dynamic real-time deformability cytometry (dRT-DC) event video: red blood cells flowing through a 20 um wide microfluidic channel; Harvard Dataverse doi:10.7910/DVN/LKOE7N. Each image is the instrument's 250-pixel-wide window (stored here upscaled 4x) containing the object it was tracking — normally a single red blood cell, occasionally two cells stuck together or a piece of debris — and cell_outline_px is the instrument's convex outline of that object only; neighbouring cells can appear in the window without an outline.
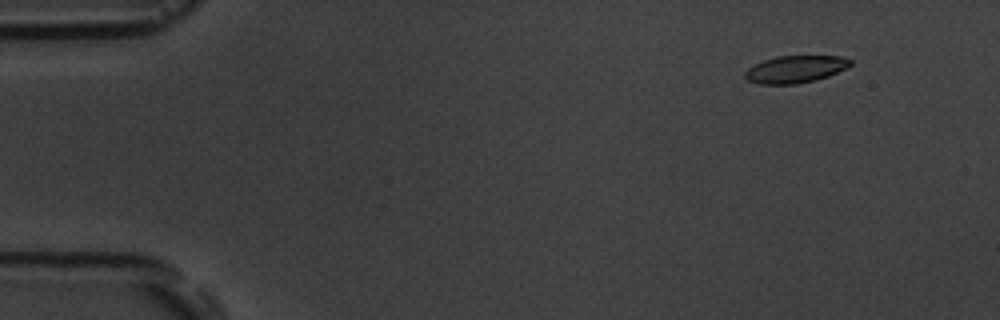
{"species": "common noctule bat (a hibernating species)", "species_latin": "Nyctalus noctula", "temperature_condition": "room temperature", "stored_images_in_passage": 5, "camera_frame_rate_fps": 3000, "um_per_image_px": 0.085, "animal": {"sex": "male", "body_mass_g": 19.5, "forearm_length_mm": 54.6}, "frame": {"image": 1, "passage_image": 2, "time_ms": 1.0, "image_size_px": [1000, 320], "cell_outline_px": [[852, 64], [828, 76], [816, 80], [796, 84], [760, 84], [748, 80], [744, 76], [744, 72], [748, 68], [764, 60], [776, 56], [840, 56], [852, 60]], "centroid_in_image_um": [67.59, 5.88], "position_along_channel_um": 17.4, "area_um2": 16.59}}
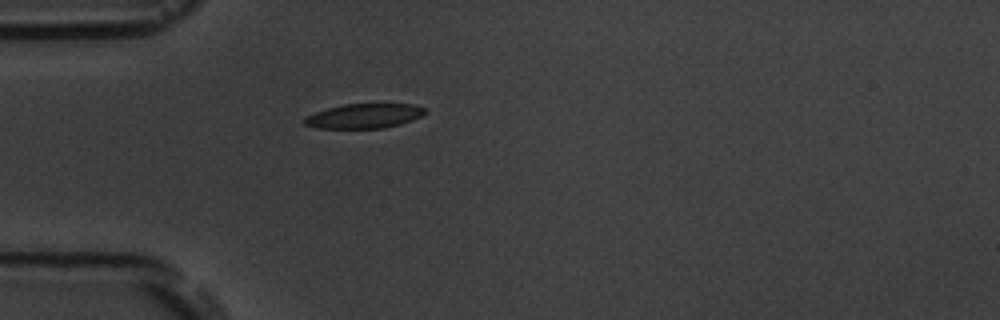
{"frame": {"image": 2, "passage_image": 5, "time_ms": 4.667, "image_size_px": [1000, 320], "cell_outline_px": [[428, 112], [424, 116], [400, 124], [384, 128], [316, 128], [304, 124], [304, 116], [328, 108], [344, 104], [412, 104], [424, 108]], "centroid_in_image_um": [30.97, 9.86], "position_along_channel_um": 54.0, "area_um2": 17.34}}